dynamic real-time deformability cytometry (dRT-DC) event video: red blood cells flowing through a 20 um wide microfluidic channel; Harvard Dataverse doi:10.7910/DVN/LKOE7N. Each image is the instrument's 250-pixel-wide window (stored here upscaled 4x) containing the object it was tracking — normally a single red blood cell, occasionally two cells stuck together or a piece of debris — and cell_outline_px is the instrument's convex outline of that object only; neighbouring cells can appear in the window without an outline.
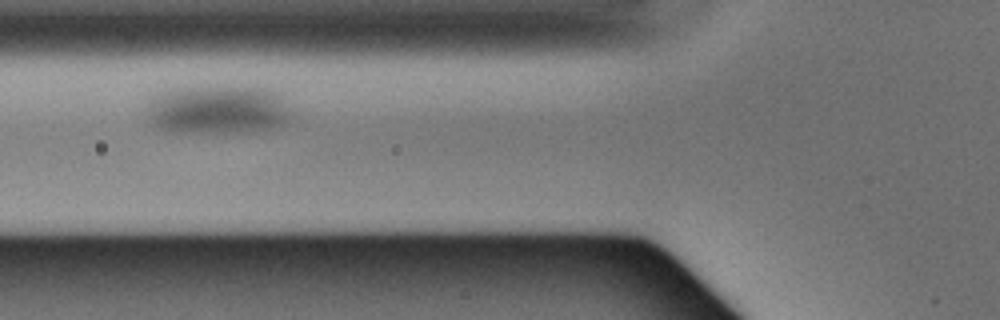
{"species": "Egyptian fruit bat (a non-hibernating species)", "species_latin": "Rousettus aegyptiacus", "temperature_condition": "warm", "stored_images_in_passage": 3, "camera_frame_rate_fps": 3000, "um_per_image_px": 0.085, "animal": {"sex": "male"}, "frame": {"image": 1, "passage_image": 3, "time_ms": 0.667, "image_size_px": [1000, 320], "cell_outline_px": [[288, 120], [280, 124], [256, 132], [180, 132], [164, 128], [152, 124], [152, 100], [160, 92], [180, 88], [264, 88], [272, 92], [280, 100]], "centroid_in_image_um": [18.49, 9.35], "position_along_channel_um": 107.3, "area_um2": 38.61}}